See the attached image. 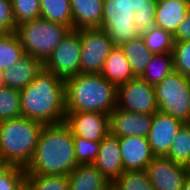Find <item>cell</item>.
I'll return each instance as SVG.
<instances>
[{
	"instance_id": "obj_1",
	"label": "cell",
	"mask_w": 190,
	"mask_h": 190,
	"mask_svg": "<svg viewBox=\"0 0 190 190\" xmlns=\"http://www.w3.org/2000/svg\"><path fill=\"white\" fill-rule=\"evenodd\" d=\"M76 161L73 133L65 123L44 125L26 175H69Z\"/></svg>"
},
{
	"instance_id": "obj_2",
	"label": "cell",
	"mask_w": 190,
	"mask_h": 190,
	"mask_svg": "<svg viewBox=\"0 0 190 190\" xmlns=\"http://www.w3.org/2000/svg\"><path fill=\"white\" fill-rule=\"evenodd\" d=\"M20 95L23 117L44 125L65 122V81L53 73L42 69Z\"/></svg>"
},
{
	"instance_id": "obj_3",
	"label": "cell",
	"mask_w": 190,
	"mask_h": 190,
	"mask_svg": "<svg viewBox=\"0 0 190 190\" xmlns=\"http://www.w3.org/2000/svg\"><path fill=\"white\" fill-rule=\"evenodd\" d=\"M117 107V87L100 74L79 73L65 80L66 112L109 115Z\"/></svg>"
},
{
	"instance_id": "obj_4",
	"label": "cell",
	"mask_w": 190,
	"mask_h": 190,
	"mask_svg": "<svg viewBox=\"0 0 190 190\" xmlns=\"http://www.w3.org/2000/svg\"><path fill=\"white\" fill-rule=\"evenodd\" d=\"M43 126V123L23 116L0 121V156L13 166L26 168Z\"/></svg>"
},
{
	"instance_id": "obj_5",
	"label": "cell",
	"mask_w": 190,
	"mask_h": 190,
	"mask_svg": "<svg viewBox=\"0 0 190 190\" xmlns=\"http://www.w3.org/2000/svg\"><path fill=\"white\" fill-rule=\"evenodd\" d=\"M71 29L42 18L16 26L17 34L26 54L43 63Z\"/></svg>"
},
{
	"instance_id": "obj_6",
	"label": "cell",
	"mask_w": 190,
	"mask_h": 190,
	"mask_svg": "<svg viewBox=\"0 0 190 190\" xmlns=\"http://www.w3.org/2000/svg\"><path fill=\"white\" fill-rule=\"evenodd\" d=\"M154 87L159 111L190 123V78L173 71Z\"/></svg>"
},
{
	"instance_id": "obj_7",
	"label": "cell",
	"mask_w": 190,
	"mask_h": 190,
	"mask_svg": "<svg viewBox=\"0 0 190 190\" xmlns=\"http://www.w3.org/2000/svg\"><path fill=\"white\" fill-rule=\"evenodd\" d=\"M135 0H103L100 29L106 31L114 46H121L141 35L134 22Z\"/></svg>"
},
{
	"instance_id": "obj_8",
	"label": "cell",
	"mask_w": 190,
	"mask_h": 190,
	"mask_svg": "<svg viewBox=\"0 0 190 190\" xmlns=\"http://www.w3.org/2000/svg\"><path fill=\"white\" fill-rule=\"evenodd\" d=\"M80 56L79 29H72L43 63L44 69L65 81L80 73Z\"/></svg>"
},
{
	"instance_id": "obj_9",
	"label": "cell",
	"mask_w": 190,
	"mask_h": 190,
	"mask_svg": "<svg viewBox=\"0 0 190 190\" xmlns=\"http://www.w3.org/2000/svg\"><path fill=\"white\" fill-rule=\"evenodd\" d=\"M81 39L80 73L100 74L110 51L115 47L100 28L79 29Z\"/></svg>"
},
{
	"instance_id": "obj_10",
	"label": "cell",
	"mask_w": 190,
	"mask_h": 190,
	"mask_svg": "<svg viewBox=\"0 0 190 190\" xmlns=\"http://www.w3.org/2000/svg\"><path fill=\"white\" fill-rule=\"evenodd\" d=\"M117 107L139 114H154L159 111L155 87L136 77L117 87Z\"/></svg>"
},
{
	"instance_id": "obj_11",
	"label": "cell",
	"mask_w": 190,
	"mask_h": 190,
	"mask_svg": "<svg viewBox=\"0 0 190 190\" xmlns=\"http://www.w3.org/2000/svg\"><path fill=\"white\" fill-rule=\"evenodd\" d=\"M155 190H182L187 176L185 165L155 156L145 169Z\"/></svg>"
},
{
	"instance_id": "obj_12",
	"label": "cell",
	"mask_w": 190,
	"mask_h": 190,
	"mask_svg": "<svg viewBox=\"0 0 190 190\" xmlns=\"http://www.w3.org/2000/svg\"><path fill=\"white\" fill-rule=\"evenodd\" d=\"M65 123L73 135L101 142L110 133L109 115L97 112H66Z\"/></svg>"
},
{
	"instance_id": "obj_13",
	"label": "cell",
	"mask_w": 190,
	"mask_h": 190,
	"mask_svg": "<svg viewBox=\"0 0 190 190\" xmlns=\"http://www.w3.org/2000/svg\"><path fill=\"white\" fill-rule=\"evenodd\" d=\"M184 123L161 111L154 113L147 140L154 156L165 157Z\"/></svg>"
},
{
	"instance_id": "obj_14",
	"label": "cell",
	"mask_w": 190,
	"mask_h": 190,
	"mask_svg": "<svg viewBox=\"0 0 190 190\" xmlns=\"http://www.w3.org/2000/svg\"><path fill=\"white\" fill-rule=\"evenodd\" d=\"M154 114H139L116 107L109 114L110 133L117 138L147 137Z\"/></svg>"
},
{
	"instance_id": "obj_15",
	"label": "cell",
	"mask_w": 190,
	"mask_h": 190,
	"mask_svg": "<svg viewBox=\"0 0 190 190\" xmlns=\"http://www.w3.org/2000/svg\"><path fill=\"white\" fill-rule=\"evenodd\" d=\"M118 139L124 171L145 170L155 157L147 137L129 136Z\"/></svg>"
},
{
	"instance_id": "obj_16",
	"label": "cell",
	"mask_w": 190,
	"mask_h": 190,
	"mask_svg": "<svg viewBox=\"0 0 190 190\" xmlns=\"http://www.w3.org/2000/svg\"><path fill=\"white\" fill-rule=\"evenodd\" d=\"M112 183L123 172L119 139L109 133L100 143L99 154L93 163Z\"/></svg>"
},
{
	"instance_id": "obj_17",
	"label": "cell",
	"mask_w": 190,
	"mask_h": 190,
	"mask_svg": "<svg viewBox=\"0 0 190 190\" xmlns=\"http://www.w3.org/2000/svg\"><path fill=\"white\" fill-rule=\"evenodd\" d=\"M44 69L43 62L29 54H24L10 68L3 72L4 86L22 90Z\"/></svg>"
},
{
	"instance_id": "obj_18",
	"label": "cell",
	"mask_w": 190,
	"mask_h": 190,
	"mask_svg": "<svg viewBox=\"0 0 190 190\" xmlns=\"http://www.w3.org/2000/svg\"><path fill=\"white\" fill-rule=\"evenodd\" d=\"M189 10L190 2L188 1L158 0L155 13V26L161 27L174 35Z\"/></svg>"
},
{
	"instance_id": "obj_19",
	"label": "cell",
	"mask_w": 190,
	"mask_h": 190,
	"mask_svg": "<svg viewBox=\"0 0 190 190\" xmlns=\"http://www.w3.org/2000/svg\"><path fill=\"white\" fill-rule=\"evenodd\" d=\"M69 190H107L111 182L93 164H79L68 175Z\"/></svg>"
},
{
	"instance_id": "obj_20",
	"label": "cell",
	"mask_w": 190,
	"mask_h": 190,
	"mask_svg": "<svg viewBox=\"0 0 190 190\" xmlns=\"http://www.w3.org/2000/svg\"><path fill=\"white\" fill-rule=\"evenodd\" d=\"M73 29L99 28L103 18V0H70Z\"/></svg>"
},
{
	"instance_id": "obj_21",
	"label": "cell",
	"mask_w": 190,
	"mask_h": 190,
	"mask_svg": "<svg viewBox=\"0 0 190 190\" xmlns=\"http://www.w3.org/2000/svg\"><path fill=\"white\" fill-rule=\"evenodd\" d=\"M100 75L116 87L136 78L120 46H115L110 51Z\"/></svg>"
},
{
	"instance_id": "obj_22",
	"label": "cell",
	"mask_w": 190,
	"mask_h": 190,
	"mask_svg": "<svg viewBox=\"0 0 190 190\" xmlns=\"http://www.w3.org/2000/svg\"><path fill=\"white\" fill-rule=\"evenodd\" d=\"M120 48L124 51L134 76L140 78L149 64L153 53L145 46L141 36L123 43Z\"/></svg>"
},
{
	"instance_id": "obj_23",
	"label": "cell",
	"mask_w": 190,
	"mask_h": 190,
	"mask_svg": "<svg viewBox=\"0 0 190 190\" xmlns=\"http://www.w3.org/2000/svg\"><path fill=\"white\" fill-rule=\"evenodd\" d=\"M40 18L73 29L70 0H40Z\"/></svg>"
},
{
	"instance_id": "obj_24",
	"label": "cell",
	"mask_w": 190,
	"mask_h": 190,
	"mask_svg": "<svg viewBox=\"0 0 190 190\" xmlns=\"http://www.w3.org/2000/svg\"><path fill=\"white\" fill-rule=\"evenodd\" d=\"M173 71L174 63L172 53H156L153 54L149 64L146 66V69L140 78L155 86Z\"/></svg>"
},
{
	"instance_id": "obj_25",
	"label": "cell",
	"mask_w": 190,
	"mask_h": 190,
	"mask_svg": "<svg viewBox=\"0 0 190 190\" xmlns=\"http://www.w3.org/2000/svg\"><path fill=\"white\" fill-rule=\"evenodd\" d=\"M24 54L22 44L15 31L0 34V69L6 71Z\"/></svg>"
},
{
	"instance_id": "obj_26",
	"label": "cell",
	"mask_w": 190,
	"mask_h": 190,
	"mask_svg": "<svg viewBox=\"0 0 190 190\" xmlns=\"http://www.w3.org/2000/svg\"><path fill=\"white\" fill-rule=\"evenodd\" d=\"M141 38L153 54H166L173 51L174 35L161 27L152 26L148 32L141 35Z\"/></svg>"
},
{
	"instance_id": "obj_27",
	"label": "cell",
	"mask_w": 190,
	"mask_h": 190,
	"mask_svg": "<svg viewBox=\"0 0 190 190\" xmlns=\"http://www.w3.org/2000/svg\"><path fill=\"white\" fill-rule=\"evenodd\" d=\"M166 157L182 165L190 160V123H184L178 130Z\"/></svg>"
},
{
	"instance_id": "obj_28",
	"label": "cell",
	"mask_w": 190,
	"mask_h": 190,
	"mask_svg": "<svg viewBox=\"0 0 190 190\" xmlns=\"http://www.w3.org/2000/svg\"><path fill=\"white\" fill-rule=\"evenodd\" d=\"M20 90L0 87V121L22 116Z\"/></svg>"
},
{
	"instance_id": "obj_29",
	"label": "cell",
	"mask_w": 190,
	"mask_h": 190,
	"mask_svg": "<svg viewBox=\"0 0 190 190\" xmlns=\"http://www.w3.org/2000/svg\"><path fill=\"white\" fill-rule=\"evenodd\" d=\"M158 0H135L134 22L140 35L155 25Z\"/></svg>"
},
{
	"instance_id": "obj_30",
	"label": "cell",
	"mask_w": 190,
	"mask_h": 190,
	"mask_svg": "<svg viewBox=\"0 0 190 190\" xmlns=\"http://www.w3.org/2000/svg\"><path fill=\"white\" fill-rule=\"evenodd\" d=\"M111 184L117 190H155L145 170L124 171Z\"/></svg>"
},
{
	"instance_id": "obj_31",
	"label": "cell",
	"mask_w": 190,
	"mask_h": 190,
	"mask_svg": "<svg viewBox=\"0 0 190 190\" xmlns=\"http://www.w3.org/2000/svg\"><path fill=\"white\" fill-rule=\"evenodd\" d=\"M30 190H69L68 175H25Z\"/></svg>"
},
{
	"instance_id": "obj_32",
	"label": "cell",
	"mask_w": 190,
	"mask_h": 190,
	"mask_svg": "<svg viewBox=\"0 0 190 190\" xmlns=\"http://www.w3.org/2000/svg\"><path fill=\"white\" fill-rule=\"evenodd\" d=\"M15 25L40 18V0H11Z\"/></svg>"
},
{
	"instance_id": "obj_33",
	"label": "cell",
	"mask_w": 190,
	"mask_h": 190,
	"mask_svg": "<svg viewBox=\"0 0 190 190\" xmlns=\"http://www.w3.org/2000/svg\"><path fill=\"white\" fill-rule=\"evenodd\" d=\"M73 142L77 163H94L99 154V147L101 142H91L76 135H73Z\"/></svg>"
},
{
	"instance_id": "obj_34",
	"label": "cell",
	"mask_w": 190,
	"mask_h": 190,
	"mask_svg": "<svg viewBox=\"0 0 190 190\" xmlns=\"http://www.w3.org/2000/svg\"><path fill=\"white\" fill-rule=\"evenodd\" d=\"M172 55L174 71L190 78V40L175 42Z\"/></svg>"
},
{
	"instance_id": "obj_35",
	"label": "cell",
	"mask_w": 190,
	"mask_h": 190,
	"mask_svg": "<svg viewBox=\"0 0 190 190\" xmlns=\"http://www.w3.org/2000/svg\"><path fill=\"white\" fill-rule=\"evenodd\" d=\"M25 168L13 166L0 177V190H18L25 181Z\"/></svg>"
},
{
	"instance_id": "obj_36",
	"label": "cell",
	"mask_w": 190,
	"mask_h": 190,
	"mask_svg": "<svg viewBox=\"0 0 190 190\" xmlns=\"http://www.w3.org/2000/svg\"><path fill=\"white\" fill-rule=\"evenodd\" d=\"M16 30L11 0H0V34Z\"/></svg>"
},
{
	"instance_id": "obj_37",
	"label": "cell",
	"mask_w": 190,
	"mask_h": 190,
	"mask_svg": "<svg viewBox=\"0 0 190 190\" xmlns=\"http://www.w3.org/2000/svg\"><path fill=\"white\" fill-rule=\"evenodd\" d=\"M190 40V10L187 13L185 19L179 24V27L174 34V41H186Z\"/></svg>"
},
{
	"instance_id": "obj_38",
	"label": "cell",
	"mask_w": 190,
	"mask_h": 190,
	"mask_svg": "<svg viewBox=\"0 0 190 190\" xmlns=\"http://www.w3.org/2000/svg\"><path fill=\"white\" fill-rule=\"evenodd\" d=\"M13 165L0 156V177L5 175Z\"/></svg>"
},
{
	"instance_id": "obj_39",
	"label": "cell",
	"mask_w": 190,
	"mask_h": 190,
	"mask_svg": "<svg viewBox=\"0 0 190 190\" xmlns=\"http://www.w3.org/2000/svg\"><path fill=\"white\" fill-rule=\"evenodd\" d=\"M182 190H190V176H186Z\"/></svg>"
},
{
	"instance_id": "obj_40",
	"label": "cell",
	"mask_w": 190,
	"mask_h": 190,
	"mask_svg": "<svg viewBox=\"0 0 190 190\" xmlns=\"http://www.w3.org/2000/svg\"><path fill=\"white\" fill-rule=\"evenodd\" d=\"M186 174L190 176V160L185 164Z\"/></svg>"
},
{
	"instance_id": "obj_41",
	"label": "cell",
	"mask_w": 190,
	"mask_h": 190,
	"mask_svg": "<svg viewBox=\"0 0 190 190\" xmlns=\"http://www.w3.org/2000/svg\"><path fill=\"white\" fill-rule=\"evenodd\" d=\"M3 70L0 69V87L4 86V81H3Z\"/></svg>"
},
{
	"instance_id": "obj_42",
	"label": "cell",
	"mask_w": 190,
	"mask_h": 190,
	"mask_svg": "<svg viewBox=\"0 0 190 190\" xmlns=\"http://www.w3.org/2000/svg\"><path fill=\"white\" fill-rule=\"evenodd\" d=\"M18 190H30V189H29V187H28L25 183H23V184L19 187Z\"/></svg>"
},
{
	"instance_id": "obj_43",
	"label": "cell",
	"mask_w": 190,
	"mask_h": 190,
	"mask_svg": "<svg viewBox=\"0 0 190 190\" xmlns=\"http://www.w3.org/2000/svg\"><path fill=\"white\" fill-rule=\"evenodd\" d=\"M107 190H117L112 184Z\"/></svg>"
}]
</instances>
